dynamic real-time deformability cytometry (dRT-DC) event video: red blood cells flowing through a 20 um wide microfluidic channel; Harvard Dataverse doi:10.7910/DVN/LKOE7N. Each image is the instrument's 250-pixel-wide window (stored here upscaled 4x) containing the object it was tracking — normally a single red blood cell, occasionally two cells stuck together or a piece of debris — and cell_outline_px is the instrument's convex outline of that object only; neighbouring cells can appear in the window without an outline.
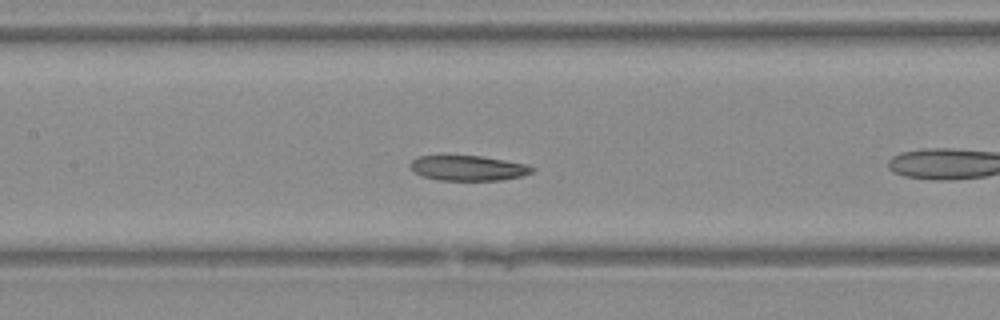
{"species": "Egyptian fruit bat (a non-hibernating species)", "species_latin": "Rousettus aegyptiacus", "temperature_condition": "warm", "stored_images_in_passage": 8, "camera_frame_rate_fps": 3000, "um_per_image_px": 0.085, "animal": {"sex": "female"}, "frame": {"image": 1, "passage_image": 7, "time_ms": 2.0, "image_size_px": [1000, 320], "cell_outline_px": [[536, 168], [532, 172], [520, 176], [500, 180], [440, 180], [420, 176], [412, 172], [408, 164], [412, 160], [420, 156], [480, 156], [528, 164]], "centroid_in_image_um": [39.75, 14.29], "position_along_channel_um": 167.6, "area_um2": 17.86}}